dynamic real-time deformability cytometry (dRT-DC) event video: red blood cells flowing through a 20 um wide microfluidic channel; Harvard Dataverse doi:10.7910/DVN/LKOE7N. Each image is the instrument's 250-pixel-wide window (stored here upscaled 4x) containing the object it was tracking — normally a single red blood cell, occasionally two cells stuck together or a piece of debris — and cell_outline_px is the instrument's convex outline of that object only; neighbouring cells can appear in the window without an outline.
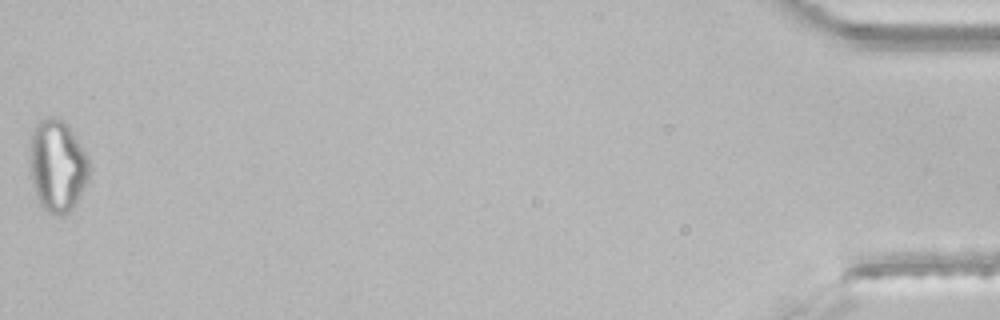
{"species": "common noctule bat (a hibernating species)", "species_latin": "Nyctalus noctula", "temperature_condition": "room temperature", "stored_images_in_passage": 43, "segment_of_instrument_passage": [2, 2], "camera_frame_rate_fps": 3000, "um_per_image_px": 0.085, "animal": {"sex": "male", "body_mass_g": 21.5, "forearm_length_mm": 52.0}, "frame": {"image": 1, "passage_image": 43, "time_ms": 14.0, "image_size_px": [1000, 320], "cell_outline_px": [[88, 176], [76, 204], [64, 216], [60, 216], [48, 212], [40, 204], [36, 196], [32, 184], [28, 164], [32, 132], [36, 124], [40, 120], [48, 116], [64, 120], [68, 124], [88, 156]], "centroid_in_image_um": [4.84, 14.08], "position_along_channel_um": 430.4, "area_um2": 32.08}}